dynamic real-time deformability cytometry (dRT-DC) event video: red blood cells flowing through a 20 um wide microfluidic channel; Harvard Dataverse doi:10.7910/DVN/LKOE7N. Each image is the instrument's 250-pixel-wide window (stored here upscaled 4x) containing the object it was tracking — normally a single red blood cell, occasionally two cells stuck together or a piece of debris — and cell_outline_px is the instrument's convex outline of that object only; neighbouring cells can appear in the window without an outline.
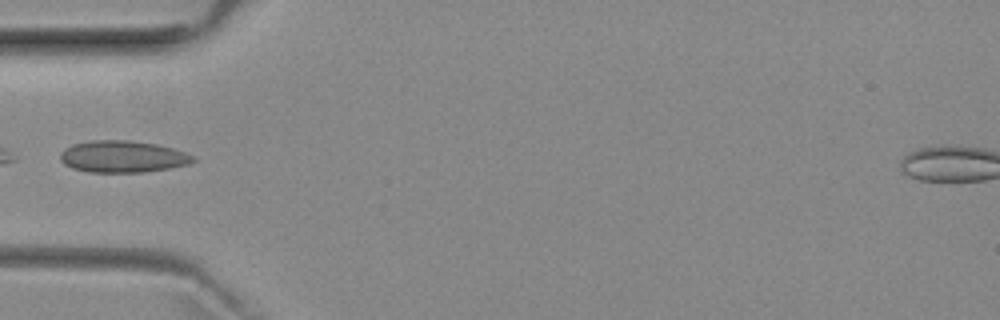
{"species": "common noctule bat (a hibernating species)", "species_latin": "Nyctalus noctula", "temperature_condition": "room temperature", "stored_images_in_passage": 6, "camera_frame_rate_fps": 3000, "um_per_image_px": 0.085, "animal": {"sex": "female", "body_mass_g": 29.2, "forearm_length_mm": 56.3}, "frame": {"image": 1, "passage_image": 1, "time_ms": 0.0, "image_size_px": [1000, 320], "cell_outline_px": [[196, 160], [188, 164], [168, 168], [144, 172], [88, 172], [72, 168], [64, 164], [60, 160], [60, 152], [64, 148], [72, 144], [92, 140], [128, 140], [156, 144], [172, 148], [196, 156]], "centroid_in_image_um": [10.4, 13.31], "position_along_channel_um": 74.6, "area_um2": 24.68}}